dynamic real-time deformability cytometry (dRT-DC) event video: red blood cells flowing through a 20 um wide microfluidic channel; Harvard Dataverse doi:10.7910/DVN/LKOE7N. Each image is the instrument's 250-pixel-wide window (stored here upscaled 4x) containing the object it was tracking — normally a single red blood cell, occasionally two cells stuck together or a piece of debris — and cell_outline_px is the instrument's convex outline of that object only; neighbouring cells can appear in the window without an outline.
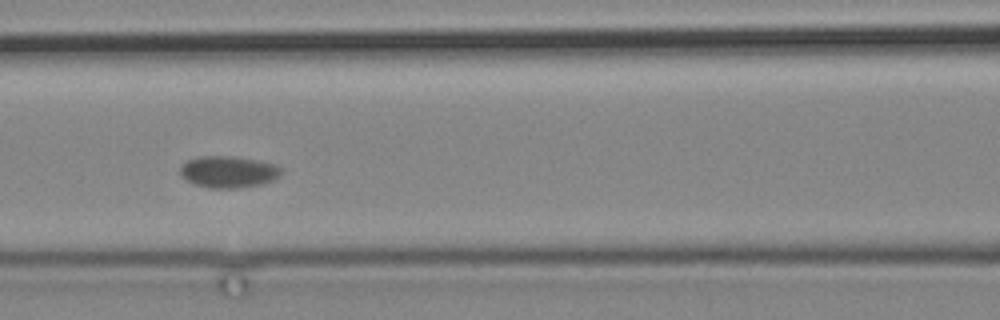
{"species": "common noctule bat (a hibernating species)", "species_latin": "Nyctalus noctula", "temperature_condition": "cold", "stored_images_in_passage": 4, "camera_frame_rate_fps": 3000, "um_per_image_px": 0.085, "animal": {"sex": "male", "body_mass_g": 19.2, "forearm_length_mm": 51.8}, "frame": {"image": 1, "passage_image": 3, "time_ms": 2.333, "image_size_px": [1000, 320], "cell_outline_px": [[284, 172], [280, 176], [272, 180], [260, 184], [240, 188], [208, 188], [196, 184], [180, 176], [180, 164], [188, 160], [200, 156], [232, 156], [256, 160], [276, 164], [284, 168]], "centroid_in_image_um": [19.44, 14.6], "position_along_channel_um": 147.2, "area_um2": 18.84}}
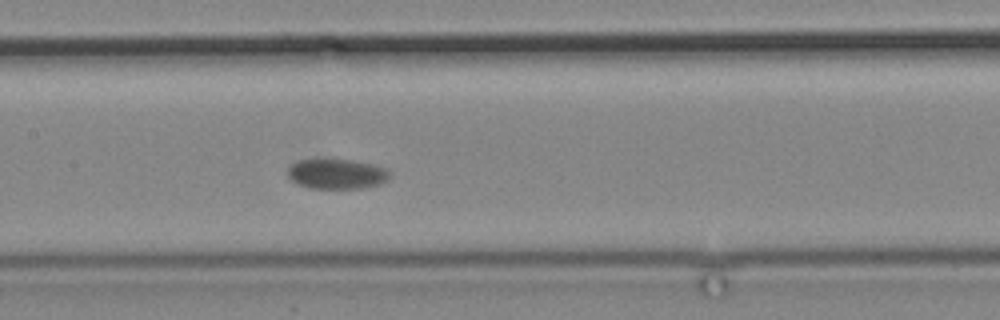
{"frame": {"image": 2, "passage_image": 4, "time_ms": 3.333, "image_size_px": [1000, 320], "cell_outline_px": [[388, 180], [380, 184], [360, 188], [308, 188], [292, 180], [288, 176], [288, 168], [292, 164], [300, 160], [352, 160], [372, 164], [384, 168], [388, 172]], "centroid_in_image_um": [28.62, 14.79], "position_along_channel_um": 178.8, "area_um2": 17.46}}